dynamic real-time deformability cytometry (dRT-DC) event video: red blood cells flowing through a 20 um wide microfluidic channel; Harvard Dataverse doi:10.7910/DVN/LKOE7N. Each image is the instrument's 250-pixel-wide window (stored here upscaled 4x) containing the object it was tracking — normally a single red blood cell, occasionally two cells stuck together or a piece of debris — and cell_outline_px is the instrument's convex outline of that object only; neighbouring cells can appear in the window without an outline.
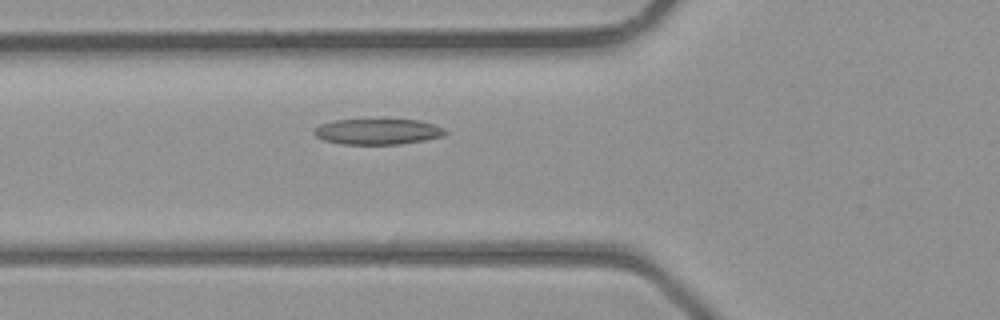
{"species": "common noctule bat (a hibernating species)", "species_latin": "Nyctalus noctula", "temperature_condition": "room temperature", "stored_images_in_passage": 3, "camera_frame_rate_fps": 3000, "um_per_image_px": 0.085, "animal": {"sex": "male", "body_mass_g": 23.1, "forearm_length_mm": 52.7}, "frame": {"image": 1, "passage_image": 3, "time_ms": 2.333, "image_size_px": [1000, 320], "cell_outline_px": [[448, 132], [444, 136], [424, 140], [400, 144], [340, 144], [324, 140], [316, 136], [312, 132], [312, 128], [320, 124], [336, 120], [416, 120], [432, 124], [444, 128]], "centroid_in_image_um": [32.07, 11.19], "position_along_channel_um": 93.7, "area_um2": 19.59}}